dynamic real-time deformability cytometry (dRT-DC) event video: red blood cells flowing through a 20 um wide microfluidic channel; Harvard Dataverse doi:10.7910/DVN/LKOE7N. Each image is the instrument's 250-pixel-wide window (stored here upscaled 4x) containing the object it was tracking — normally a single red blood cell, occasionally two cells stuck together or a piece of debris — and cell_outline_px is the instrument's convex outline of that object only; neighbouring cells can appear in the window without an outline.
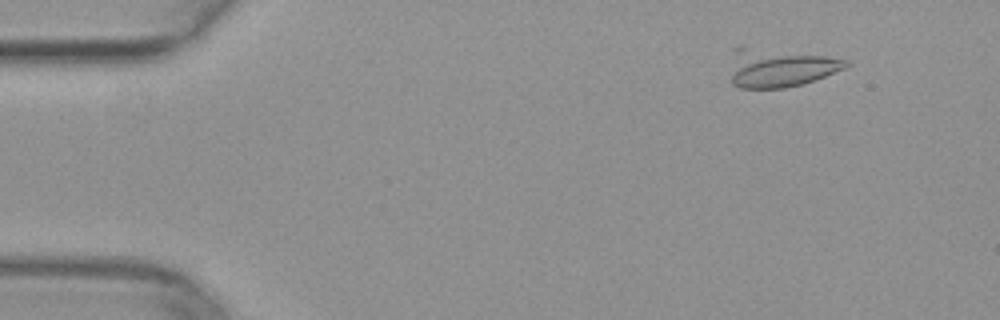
{"species": "common noctule bat (a hibernating species)", "species_latin": "Nyctalus noctula", "temperature_condition": "warm", "stored_images_in_passage": 12, "camera_frame_rate_fps": 3000, "um_per_image_px": 0.085, "animal": {"sex": "female", "body_mass_g": 29.2, "forearm_length_mm": 56.3}, "frame": {"image": 1, "passage_image": 4, "time_ms": 1.0, "image_size_px": [1000, 320], "cell_outline_px": [[852, 64], [844, 68], [816, 80], [784, 88], [740, 88], [732, 84], [732, 48], [740, 44], [828, 56], [848, 60]], "centroid_in_image_um": [66.25, 5.71], "position_along_channel_um": 18.7, "area_um2": 26.53}}